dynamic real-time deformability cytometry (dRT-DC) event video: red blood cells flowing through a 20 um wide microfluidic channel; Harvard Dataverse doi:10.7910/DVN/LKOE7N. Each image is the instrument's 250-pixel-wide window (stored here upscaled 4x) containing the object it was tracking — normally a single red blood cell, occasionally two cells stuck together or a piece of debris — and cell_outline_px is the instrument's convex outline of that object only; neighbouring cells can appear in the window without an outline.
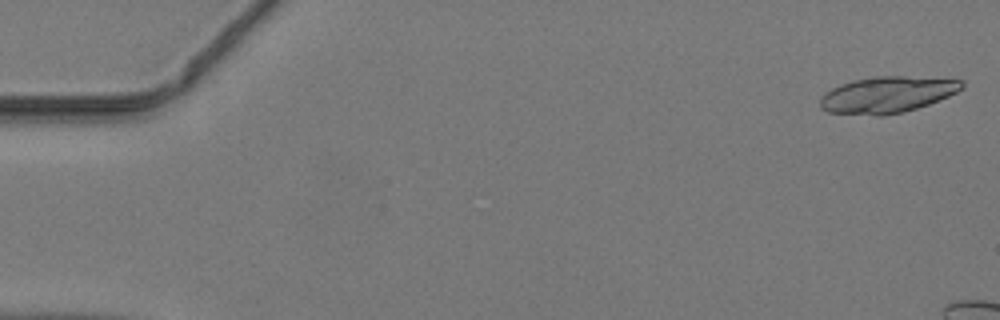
{"species": "common noctule bat (a hibernating species)", "species_latin": "Nyctalus noctula", "temperature_condition": "warm", "stored_images_in_passage": 10, "camera_frame_rate_fps": 3000, "um_per_image_px": 0.085, "animal": {"sex": "male", "body_mass_g": 19.2, "forearm_length_mm": 51.8}, "frame": {"image": 1, "passage_image": 1, "time_ms": 0.0, "image_size_px": [1000, 320], "cell_outline_px": [[964, 88], [948, 96], [928, 104], [904, 112], [884, 116], [876, 116], [828, 112], [820, 108], [820, 96], [832, 88], [840, 84], [852, 80], [872, 76], [904, 76], [964, 80]], "centroid_in_image_um": [75.39, 8.05], "position_along_channel_um": 9.6, "area_um2": 30.17}}